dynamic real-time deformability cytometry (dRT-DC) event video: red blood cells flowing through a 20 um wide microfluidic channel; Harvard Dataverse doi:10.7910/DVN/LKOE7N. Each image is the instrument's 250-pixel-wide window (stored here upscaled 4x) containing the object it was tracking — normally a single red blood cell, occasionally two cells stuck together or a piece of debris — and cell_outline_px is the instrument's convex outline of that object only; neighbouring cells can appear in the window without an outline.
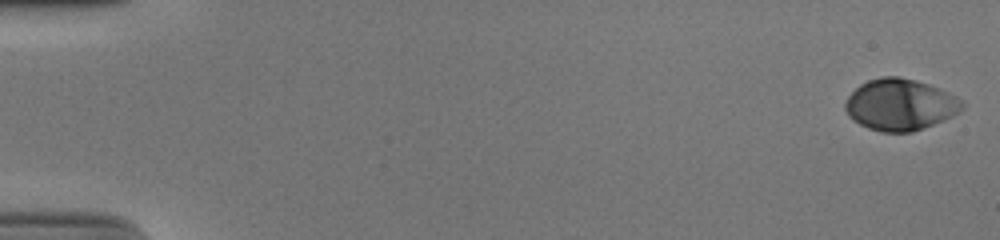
{"species": "human", "species_latin": "Homo sapiens", "temperature_condition": "cold", "stored_images_in_passage": 53, "camera_frame_rate_fps": 3000, "um_per_image_px": 0.085, "donor": {"sex": "male"}, "frame": {"image": 1, "passage_image": 1, "time_ms": 0.0, "image_size_px": [1000, 240], "cell_outline_px": [[964, 108], [960, 112], [944, 120], [912, 132], [880, 132], [868, 128], [860, 124], [848, 116], [844, 108], [844, 104], [848, 96], [860, 84], [868, 80], [880, 76], [900, 76], [916, 80], [940, 88], [964, 100]], "centroid_in_image_um": [76.52, 8.89], "position_along_channel_um": 8.5, "area_um2": 35.37}}
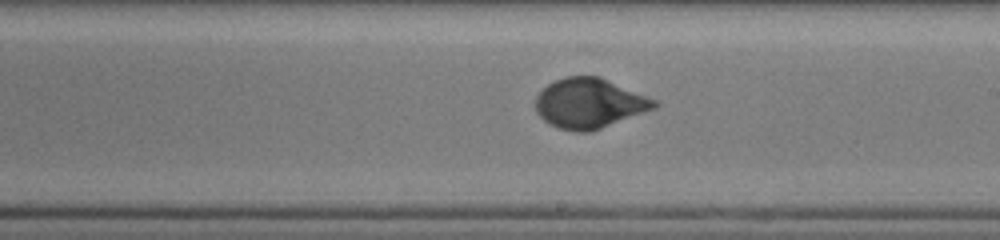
{"frame": {"image": 2, "passage_image": 32, "time_ms": 10.333, "image_size_px": [1000, 240], "cell_outline_px": [[660, 104], [656, 108], [592, 132], [576, 132], [560, 128], [548, 124], [536, 112], [536, 96], [548, 84], [564, 76], [600, 76], [656, 100]], "centroid_in_image_um": [50.11, 8.79], "position_along_channel_um": 238.9, "area_um2": 34.62}}
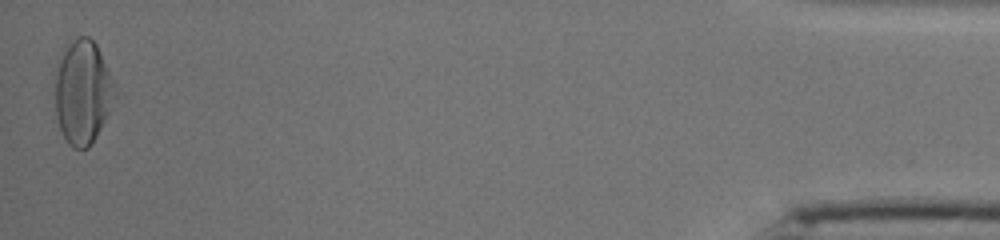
{"frame": {"image": 3, "passage_image": 53, "time_ms": 17.333, "image_size_px": [1000, 240], "cell_outline_px": [[116, 96], [96, 136], [88, 148], [72, 148], [68, 144], [60, 128], [56, 116], [56, 68], [68, 40], [80, 36], [88, 36], [96, 44], [116, 84]], "centroid_in_image_um": [7.04, 7.8], "position_along_channel_um": 428.2, "area_um2": 36.07}, "authors_computed_cell_mechanics": {"area_um2": 33.9864, "velocity_mm_per_s": 3.8955, "shape_relaxation_time_tau1_ms": 3.3121, "shape_relaxation_time_tau2_ms": null, "deformation_change_tau1": 0.165, "deformation_change_tau2": null}}